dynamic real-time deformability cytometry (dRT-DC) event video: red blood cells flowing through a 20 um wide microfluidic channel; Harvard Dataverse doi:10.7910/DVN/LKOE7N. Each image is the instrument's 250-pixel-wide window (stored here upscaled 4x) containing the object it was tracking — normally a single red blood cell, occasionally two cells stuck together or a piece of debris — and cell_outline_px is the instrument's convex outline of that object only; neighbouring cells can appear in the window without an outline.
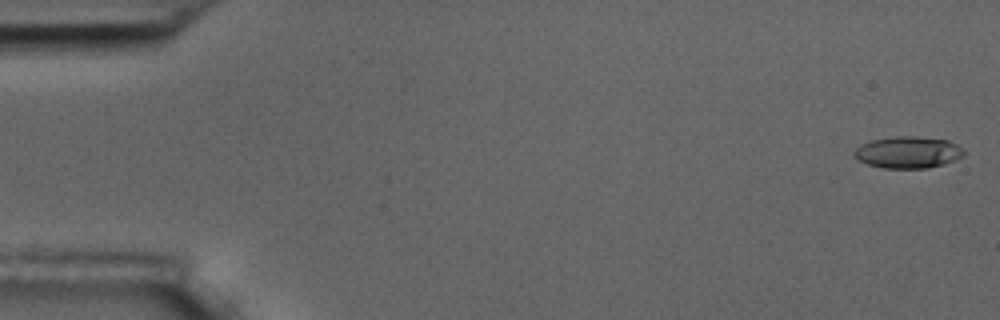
{"species": "common noctule bat (a hibernating species)", "species_latin": "Nyctalus noctula", "temperature_condition": "room temperature", "stored_images_in_passage": 7, "camera_frame_rate_fps": 3000, "um_per_image_px": 0.085, "animal": {"sex": "male", "body_mass_g": 17.5, "forearm_length_mm": 52.3}, "frame": {"image": 1, "passage_image": 1, "time_ms": 0.0, "image_size_px": [1000, 320], "cell_outline_px": [[964, 156], [956, 160], [944, 164], [928, 168], [884, 168], [868, 164], [852, 156], [852, 152], [860, 144], [872, 140], [896, 136], [916, 136], [948, 140], [956, 144], [964, 152]], "centroid_in_image_um": [77.17, 12.95], "position_along_channel_um": 7.8, "area_um2": 20.35}}
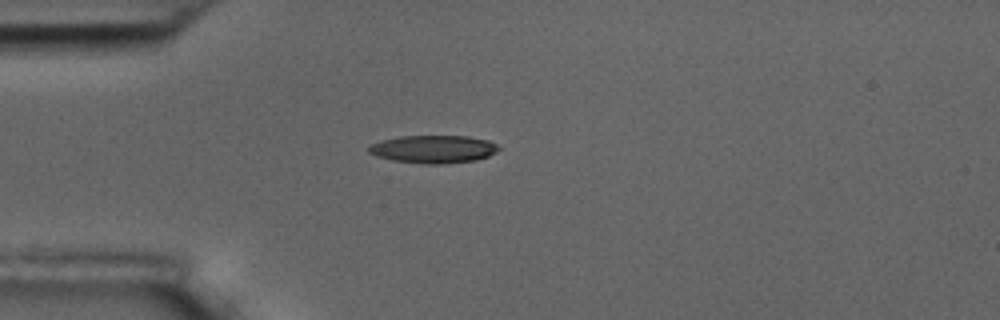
{"frame": {"image": 2, "passage_image": 5, "time_ms": 4.667, "image_size_px": [1000, 320], "cell_outline_px": [[500, 148], [496, 152], [488, 156], [476, 160], [444, 164], [420, 164], [392, 160], [376, 156], [368, 152], [368, 148], [372, 144], [380, 140], [400, 136], [468, 136], [488, 140], [496, 144]], "centroid_in_image_um": [36.83, 12.68], "position_along_channel_um": 48.2, "area_um2": 21.21}}